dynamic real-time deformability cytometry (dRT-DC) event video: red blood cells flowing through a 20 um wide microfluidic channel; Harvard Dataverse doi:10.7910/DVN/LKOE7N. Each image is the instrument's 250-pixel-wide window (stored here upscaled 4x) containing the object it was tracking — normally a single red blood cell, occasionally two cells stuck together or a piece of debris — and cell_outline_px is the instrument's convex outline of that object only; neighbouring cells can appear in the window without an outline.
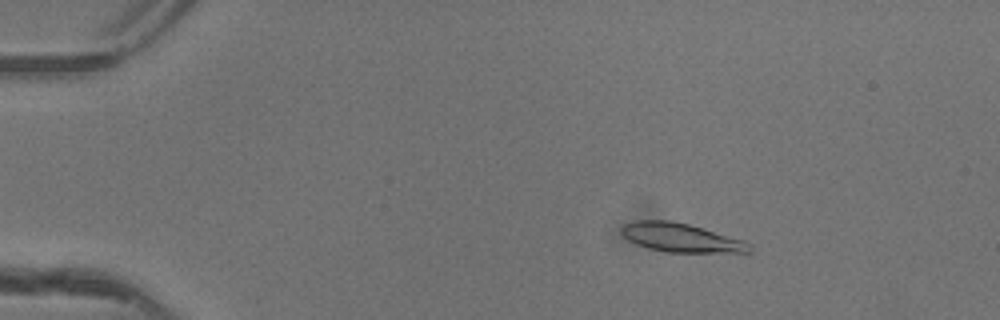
{"species": "common noctule bat (a hibernating species)", "species_latin": "Nyctalus noctula", "temperature_condition": "warm", "stored_images_in_passage": 51, "camera_frame_rate_fps": 3000, "um_per_image_px": 0.085, "animal": {"sex": "female"}, "frame": {"image": 1, "passage_image": 9, "time_ms": 2.667, "image_size_px": [1000, 320], "cell_outline_px": [[752, 252], [668, 252], [648, 248], [636, 244], [628, 240], [620, 232], [620, 228], [624, 224], [632, 220], [668, 220], [688, 224], [744, 240], [752, 244]], "centroid_in_image_um": [57.86, 20.2], "position_along_channel_um": 27.1, "area_um2": 21.5}}
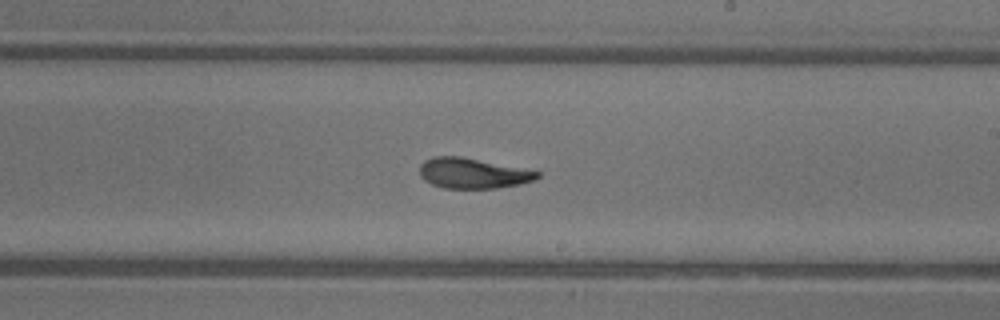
{"frame": {"image": 2, "passage_image": 31, "time_ms": 10.0, "image_size_px": [1000, 320], "cell_outline_px": [[540, 176], [532, 180], [520, 184], [496, 188], [444, 188], [432, 184], [424, 180], [420, 176], [420, 164], [424, 160], [432, 156], [460, 156], [540, 172]], "centroid_in_image_um": [40.13, 14.72], "position_along_channel_um": 248.9, "area_um2": 20.58}}
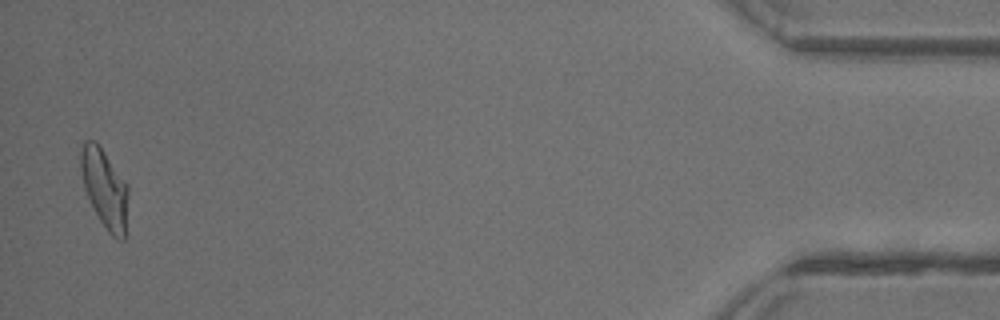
{"frame": {"image": 3, "passage_image": 50, "time_ms": 16.333, "image_size_px": [1000, 320], "cell_outline_px": [[128, 192], [124, 240], [116, 240], [108, 232], [100, 220], [84, 188], [80, 168], [80, 152], [84, 140], [96, 140], [128, 184]], "centroid_in_image_um": [8.89, 15.98], "position_along_channel_um": 426.3, "area_um2": 21.73}, "authors_computed_cell_mechanics": {"area_um2": 21.386, "velocity_mm_per_s": 4.1645, "shape_relaxation_time_tau1_ms": 4.8174, "shape_relaxation_time_tau2_ms": 2.1306, "deformation_change_tau1": 0.1907, "deformation_change_tau2": 0.0948}}